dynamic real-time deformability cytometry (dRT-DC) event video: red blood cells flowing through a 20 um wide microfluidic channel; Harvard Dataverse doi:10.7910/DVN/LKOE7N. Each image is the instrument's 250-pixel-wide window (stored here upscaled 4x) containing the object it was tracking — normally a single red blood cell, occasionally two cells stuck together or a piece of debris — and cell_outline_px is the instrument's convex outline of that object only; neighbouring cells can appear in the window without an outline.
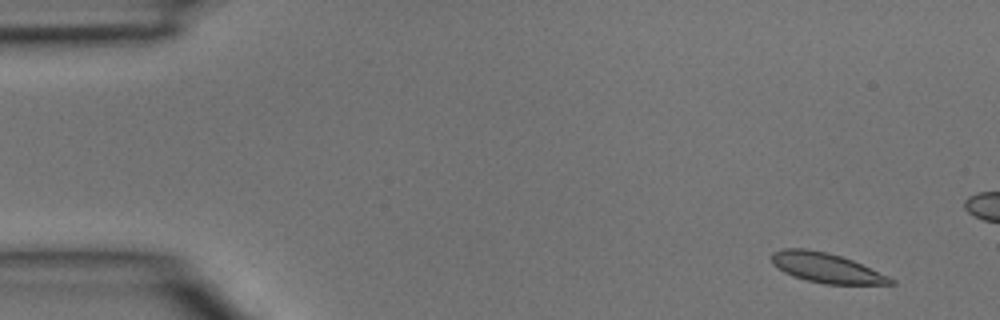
{"species": "common noctule bat (a hibernating species)", "species_latin": "Nyctalus noctula", "temperature_condition": "room temperature", "stored_images_in_passage": 4, "camera_frame_rate_fps": 3000, "um_per_image_px": 0.085, "animal": {"sex": "male", "body_mass_g": 15.6}, "frame": {"image": 1, "passage_image": 1, "time_ms": 0.0, "image_size_px": [1000, 320], "cell_outline_px": [[896, 284], [824, 284], [792, 276], [776, 268], [772, 264], [772, 252], [784, 248], [804, 248], [828, 252], [852, 260], [888, 276], [896, 280]], "centroid_in_image_um": [70.2, 22.76], "position_along_channel_um": 14.8, "area_um2": 20.58}}